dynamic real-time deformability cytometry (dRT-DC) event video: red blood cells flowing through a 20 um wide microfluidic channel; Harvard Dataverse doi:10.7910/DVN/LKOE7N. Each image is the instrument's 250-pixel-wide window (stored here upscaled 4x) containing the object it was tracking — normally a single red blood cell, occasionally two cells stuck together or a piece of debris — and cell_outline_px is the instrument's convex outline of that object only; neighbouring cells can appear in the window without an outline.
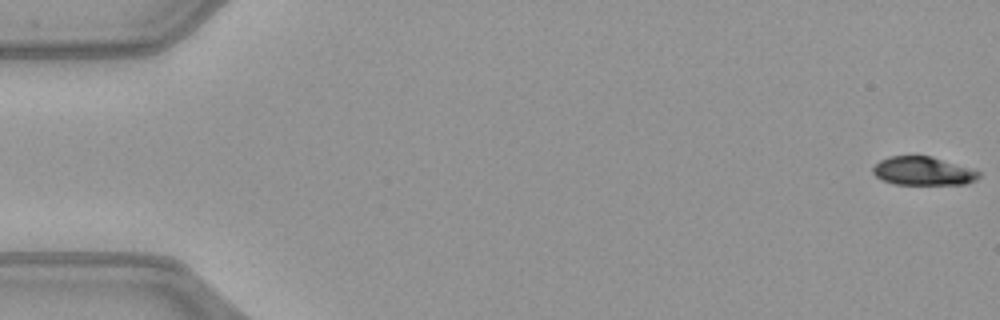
{"species": "common noctule bat (a hibernating species)", "species_latin": "Nyctalus noctula", "temperature_condition": "warm", "stored_images_in_passage": 49, "camera_frame_rate_fps": 3000, "um_per_image_px": 0.085, "animal": {"sex": "female", "body_mass_g": 21.9}, "frame": {"image": 1, "passage_image": 1, "time_ms": 0.0, "image_size_px": [1000, 320], "cell_outline_px": [[980, 176], [976, 180], [968, 184], [896, 184], [880, 180], [872, 172], [872, 168], [880, 160], [888, 156], [932, 156], [980, 172]], "centroid_in_image_um": [78.43, 14.54], "position_along_channel_um": 6.6, "area_um2": 17.51}}
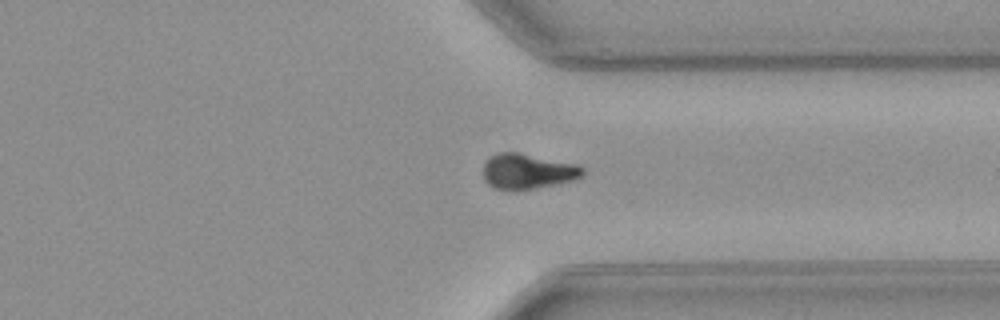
{"frame": {"image": 2, "passage_image": 39, "time_ms": 12.667, "image_size_px": [1000, 320], "cell_outline_px": [[584, 176], [576, 180], [536, 188], [512, 192], [492, 188], [484, 180], [484, 164], [492, 156], [500, 152], [516, 152], [580, 164], [584, 168]], "centroid_in_image_um": [44.89, 14.59], "position_along_channel_um": 366.5, "area_um2": 20.92}}
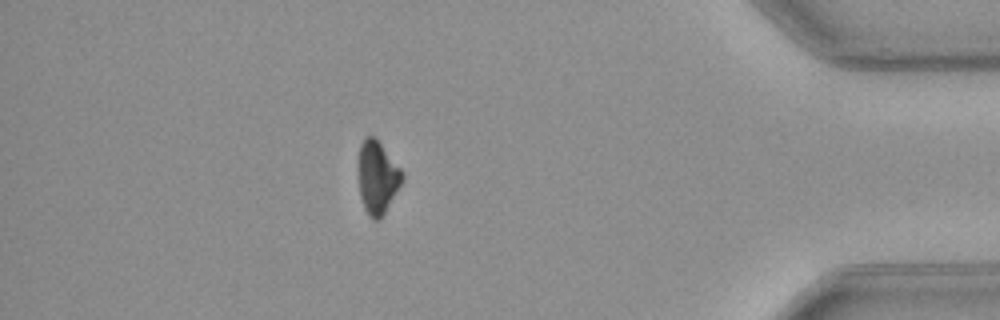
{"frame": {"image": 3, "passage_image": 45, "time_ms": 14.667, "image_size_px": [1000, 320], "cell_outline_px": [[404, 180], [380, 220], [372, 220], [368, 216], [364, 208], [360, 196], [360, 144], [364, 136], [376, 136], [404, 172]], "centroid_in_image_um": [32.12, 15.07], "position_along_channel_um": 403.1, "area_um2": 18.67}}